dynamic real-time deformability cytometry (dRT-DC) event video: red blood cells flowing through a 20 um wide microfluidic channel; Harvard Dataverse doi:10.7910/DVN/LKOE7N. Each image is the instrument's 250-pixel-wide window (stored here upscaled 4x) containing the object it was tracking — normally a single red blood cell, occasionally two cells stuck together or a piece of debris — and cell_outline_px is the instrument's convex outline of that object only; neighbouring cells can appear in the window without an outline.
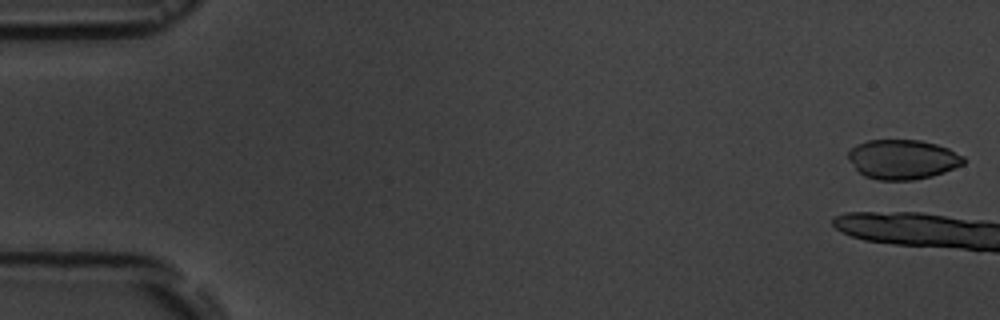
{"species": "common noctule bat (a hibernating species)", "species_latin": "Nyctalus noctula", "temperature_condition": "room temperature", "stored_images_in_passage": 5, "camera_frame_rate_fps": 3000, "um_per_image_px": 0.085, "animal": {"sex": "male", "body_mass_g": 19.5, "forearm_length_mm": 54.6}, "frame": {"image": 1, "passage_image": 1, "time_ms": 0.0, "image_size_px": [1000, 320], "cell_outline_px": [[964, 164], [944, 172], [932, 176], [912, 180], [880, 180], [864, 176], [848, 160], [848, 152], [856, 144], [868, 140], [920, 140], [936, 144], [948, 148], [964, 156]], "centroid_in_image_um": [76.72, 13.54], "position_along_channel_um": 8.3, "area_um2": 26.59}}